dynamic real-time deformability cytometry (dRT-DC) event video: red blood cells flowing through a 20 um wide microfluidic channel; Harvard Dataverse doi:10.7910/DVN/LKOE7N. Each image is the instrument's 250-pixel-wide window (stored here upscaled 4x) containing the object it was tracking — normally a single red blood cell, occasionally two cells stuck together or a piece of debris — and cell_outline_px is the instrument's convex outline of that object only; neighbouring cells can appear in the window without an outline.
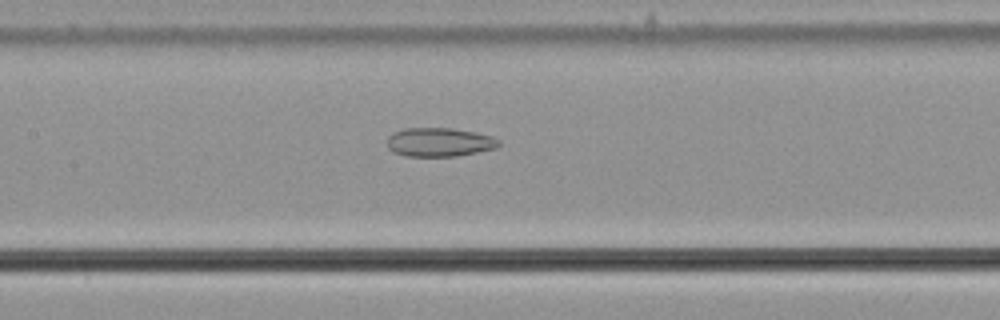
{"species": "common noctule bat (a hibernating species)", "species_latin": "Nyctalus noctula", "temperature_condition": "cold", "stored_images_in_passage": 46, "camera_frame_rate_fps": 3000, "um_per_image_px": 0.085, "animal": {"sex": "male", "body_mass_g": 21.5, "forearm_length_mm": 52.0}, "frame": {"image": 1, "passage_image": 27, "time_ms": 8.667, "image_size_px": [1000, 320], "cell_outline_px": [[500, 144], [496, 148], [456, 156], [404, 156], [392, 152], [388, 148], [388, 136], [392, 132], [404, 128], [452, 128], [476, 132], [492, 136], [500, 140]], "centroid_in_image_um": [37.33, 12.08], "position_along_channel_um": 170.1, "area_um2": 18.9}}
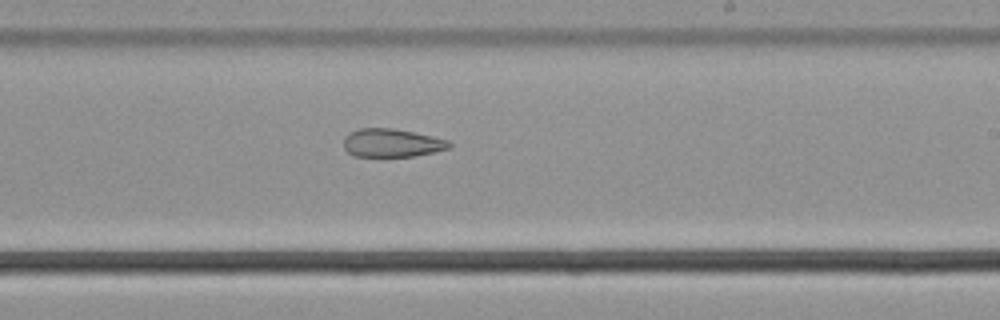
{"frame": {"image": 2, "passage_image": 34, "time_ms": 11.0, "image_size_px": [1000, 320], "cell_outline_px": [[452, 148], [416, 156], [352, 156], [344, 148], [344, 136], [348, 132], [360, 128], [392, 128], [432, 136], [448, 140], [452, 144]], "centroid_in_image_um": [33.3, 12.15], "position_along_channel_um": 255.7, "area_um2": 17.51}}
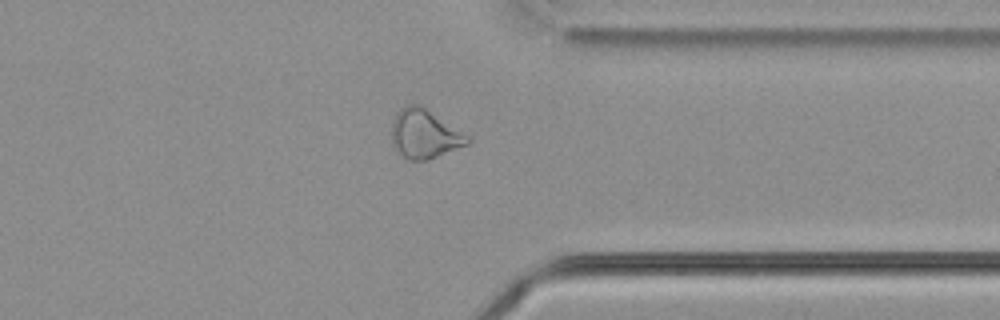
{"frame": {"image": 3, "passage_image": 44, "time_ms": 14.333, "image_size_px": [1000, 320], "cell_outline_px": [[472, 140], [468, 144], [428, 160], [408, 160], [392, 148], [392, 120], [396, 112], [400, 108], [408, 104], [420, 104], [468, 136]], "centroid_in_image_um": [36.04, 11.39], "position_along_channel_um": 375.4, "area_um2": 21.68}, "authors_computed_cell_mechanics": {"area_um2": 22.3108, "velocity_mm_per_s": 3.6807, "shape_relaxation_time_tau1_ms": null, "shape_relaxation_time_tau2_ms": 5.2629, "deformation_change_tau1": null, "deformation_change_tau2": 0.141}}